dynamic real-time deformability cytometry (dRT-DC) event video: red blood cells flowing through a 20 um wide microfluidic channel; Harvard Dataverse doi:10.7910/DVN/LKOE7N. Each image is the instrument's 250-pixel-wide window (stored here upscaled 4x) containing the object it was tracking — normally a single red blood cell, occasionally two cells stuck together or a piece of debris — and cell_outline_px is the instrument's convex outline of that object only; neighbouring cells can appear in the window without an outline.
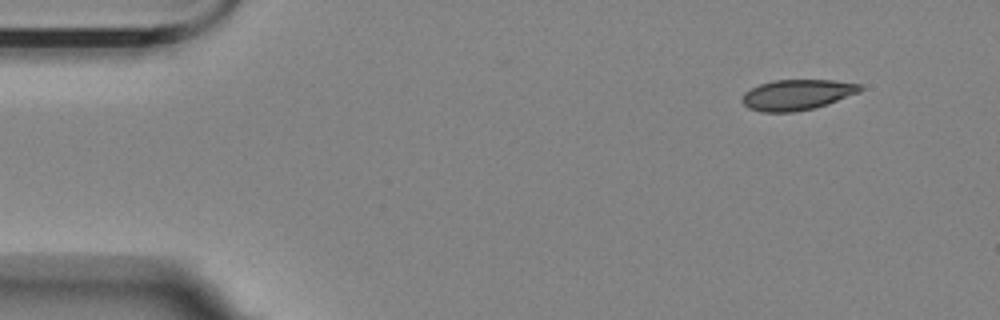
{"species": "Egyptian fruit bat (a non-hibernating species)", "species_latin": "Rousettus aegyptiacus", "temperature_condition": "room temperature", "stored_images_in_passage": 53, "camera_frame_rate_fps": 3000, "um_per_image_px": 0.085, "animal": {"sex": "female"}, "frame": {"image": 1, "passage_image": 1, "time_ms": 0.0, "image_size_px": [1000, 320], "cell_outline_px": [[864, 88], [860, 92], [816, 108], [792, 112], [760, 112], [748, 108], [740, 100], [740, 96], [744, 92], [760, 84], [772, 80], [832, 80], [860, 84]], "centroid_in_image_um": [67.72, 8.06], "position_along_channel_um": 17.3, "area_um2": 21.15}}
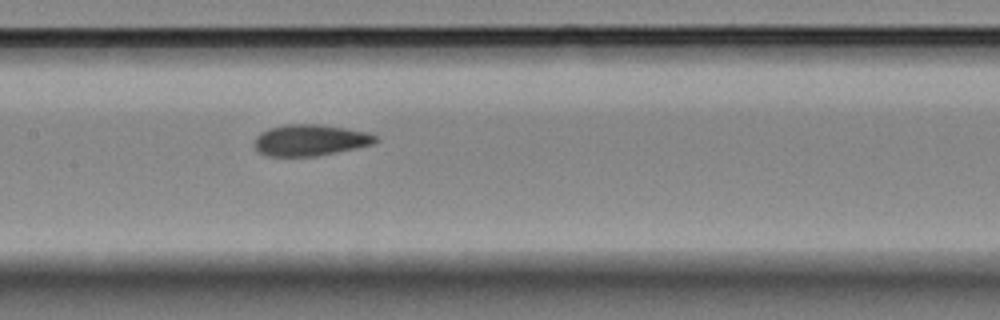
{"frame": {"image": 2, "passage_image": 23, "time_ms": 7.333, "image_size_px": [1000, 320], "cell_outline_px": [[380, 140], [372, 144], [356, 148], [316, 156], [268, 156], [260, 152], [252, 144], [256, 136], [260, 132], [268, 128], [284, 124], [320, 124], [368, 132], [380, 136]], "centroid_in_image_um": [26.37, 11.9], "position_along_channel_um": 181.0, "area_um2": 22.31}}
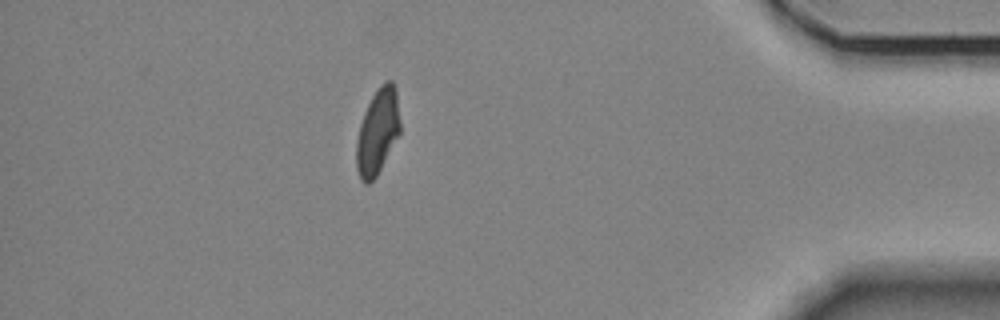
{"frame": {"image": 3, "passage_image": 46, "time_ms": 15.0, "image_size_px": [1000, 320], "cell_outline_px": [[400, 132], [376, 176], [368, 184], [364, 184], [360, 180], [356, 168], [356, 140], [360, 124], [364, 112], [372, 96], [380, 84], [384, 80], [392, 80], [396, 88], [400, 120]], "centroid_in_image_um": [32.08, 11.16], "position_along_channel_um": 403.1, "area_um2": 21.85}, "authors_computed_cell_mechanics": {"area_um2": 22.0218, "velocity_mm_per_s": 3.4612, "shape_relaxation_time_tau1_ms": null, "shape_relaxation_time_tau2_ms": 2.2688, "deformation_change_tau1": null, "deformation_change_tau2": 0.0587}}